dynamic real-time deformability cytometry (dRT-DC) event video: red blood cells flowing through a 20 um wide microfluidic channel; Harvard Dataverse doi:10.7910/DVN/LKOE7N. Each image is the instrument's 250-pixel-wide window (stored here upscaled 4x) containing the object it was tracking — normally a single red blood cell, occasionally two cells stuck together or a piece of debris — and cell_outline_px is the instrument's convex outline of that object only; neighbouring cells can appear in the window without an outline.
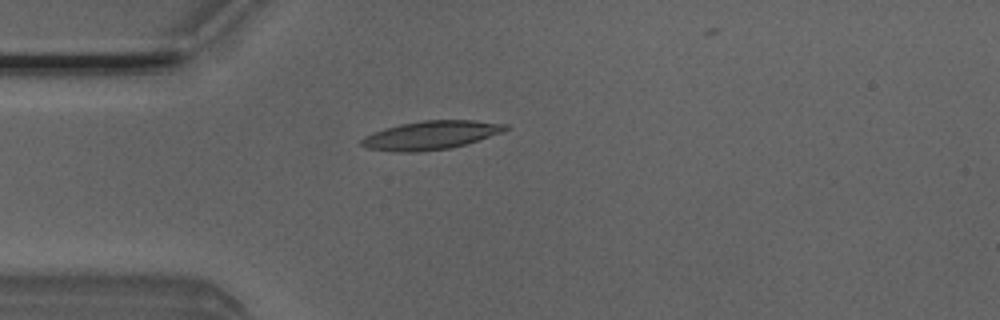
{"species": "Egyptian fruit bat (a non-hibernating species)", "species_latin": "Rousettus aegyptiacus", "temperature_condition": "room temperature", "stored_images_in_passage": 3, "camera_frame_rate_fps": 3000, "um_per_image_px": 0.085, "animal": {"sex": "male"}, "frame": {"image": 1, "passage_image": 3, "time_ms": 0.667, "image_size_px": [1000, 320], "cell_outline_px": [[508, 128], [504, 132], [452, 148], [420, 152], [396, 152], [364, 148], [360, 144], [360, 140], [364, 136], [384, 128], [400, 124], [424, 120], [476, 120], [508, 124]], "centroid_in_image_um": [36.61, 11.49], "position_along_channel_um": 48.4, "area_um2": 24.22}}